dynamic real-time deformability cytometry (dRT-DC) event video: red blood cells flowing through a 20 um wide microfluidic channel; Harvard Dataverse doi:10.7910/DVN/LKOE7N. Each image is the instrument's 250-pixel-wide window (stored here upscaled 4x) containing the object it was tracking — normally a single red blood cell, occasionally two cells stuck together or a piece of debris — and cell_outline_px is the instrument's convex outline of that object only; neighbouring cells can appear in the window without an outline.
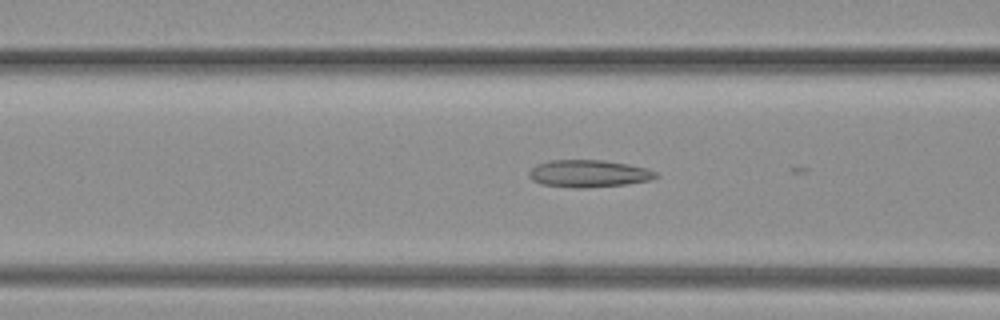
{"species": "common noctule bat (a hibernating species)", "species_latin": "Nyctalus noctula", "temperature_condition": "warm", "stored_images_in_passage": 9, "camera_frame_rate_fps": 3000, "um_per_image_px": 0.085, "animal": {"sex": "female", "body_mass_g": 19.3, "forearm_length_mm": 54.1}, "frame": {"image": 1, "passage_image": 7, "time_ms": 2.0, "image_size_px": [1000, 320], "cell_outline_px": [[660, 176], [652, 180], [624, 184], [584, 188], [572, 188], [540, 184], [532, 180], [528, 176], [528, 172], [536, 164], [552, 160], [604, 160], [628, 164], [644, 168], [656, 172]], "centroid_in_image_um": [50.01, 14.76], "position_along_channel_um": 116.6, "area_um2": 20.23}}